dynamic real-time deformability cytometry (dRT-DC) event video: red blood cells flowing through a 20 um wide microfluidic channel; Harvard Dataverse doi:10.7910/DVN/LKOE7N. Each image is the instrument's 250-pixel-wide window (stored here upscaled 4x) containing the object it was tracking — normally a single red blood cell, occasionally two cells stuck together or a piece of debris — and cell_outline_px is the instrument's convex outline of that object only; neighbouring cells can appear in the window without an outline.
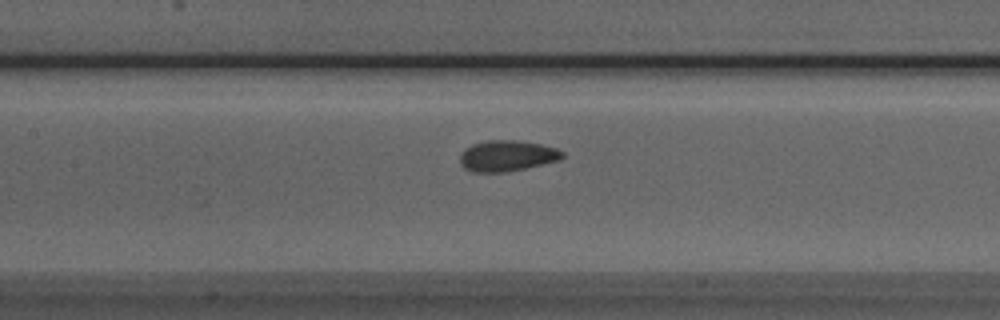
{"species": "Egyptian fruit bat (a non-hibernating species)", "species_latin": "Rousettus aegyptiacus", "temperature_condition": "room temperature", "stored_images_in_passage": 47, "camera_frame_rate_fps": 3000, "um_per_image_px": 0.085, "animal": {"sex": "male"}, "frame": {"image": 1, "passage_image": 23, "time_ms": 7.333, "image_size_px": [1000, 320], "cell_outline_px": [[564, 156], [560, 160], [524, 168], [504, 172], [472, 172], [464, 168], [460, 164], [460, 152], [464, 148], [472, 144], [484, 140], [516, 140], [540, 144], [556, 148], [564, 152]], "centroid_in_image_um": [43.06, 13.23], "position_along_channel_um": 164.3, "area_um2": 18.55}}
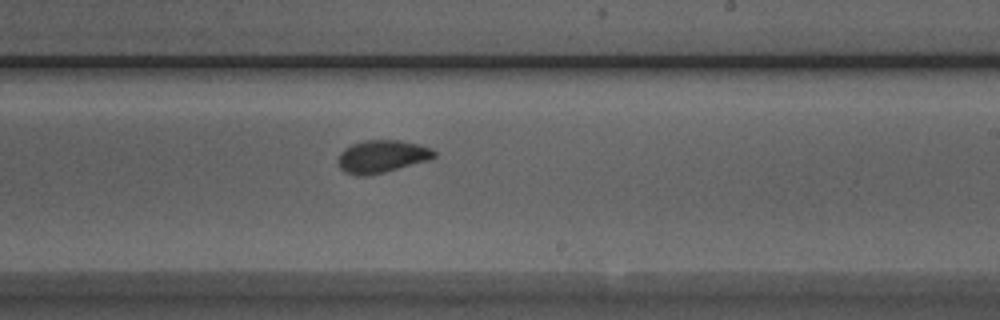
{"frame": {"image": 2, "passage_image": 30, "time_ms": 9.667, "image_size_px": [1000, 320], "cell_outline_px": [[436, 156], [432, 160], [368, 176], [360, 176], [344, 172], [340, 168], [336, 160], [340, 152], [344, 148], [352, 144], [364, 140], [400, 140], [420, 144], [432, 148], [436, 152]], "centroid_in_image_um": [32.48, 13.3], "position_along_channel_um": 256.5, "area_um2": 18.67}}
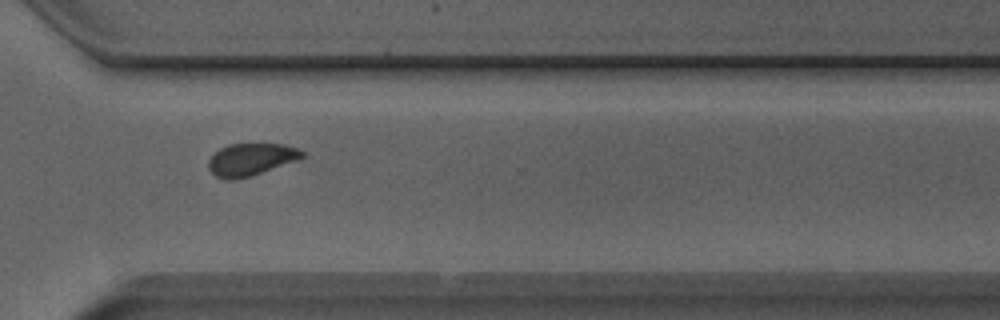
{"frame": {"image": 3, "passage_image": 37, "time_ms": 12.0, "image_size_px": [1000, 320], "cell_outline_px": [[304, 156], [300, 160], [252, 176], [236, 180], [224, 180], [216, 176], [208, 168], [208, 160], [220, 148], [228, 144], [284, 144], [300, 148], [304, 152]], "centroid_in_image_um": [21.37, 13.56], "position_along_channel_um": 349.2, "area_um2": 17.98}, "authors_computed_cell_mechanics": {"area_um2": 18.5538, "velocity_mm_per_s": 3.9724, "shape_relaxation_time_tau1_ms": 3.7476, "shape_relaxation_time_tau2_ms": 1.4593, "deformation_change_tau1": 0.1076, "deformation_change_tau2": 0.068}}